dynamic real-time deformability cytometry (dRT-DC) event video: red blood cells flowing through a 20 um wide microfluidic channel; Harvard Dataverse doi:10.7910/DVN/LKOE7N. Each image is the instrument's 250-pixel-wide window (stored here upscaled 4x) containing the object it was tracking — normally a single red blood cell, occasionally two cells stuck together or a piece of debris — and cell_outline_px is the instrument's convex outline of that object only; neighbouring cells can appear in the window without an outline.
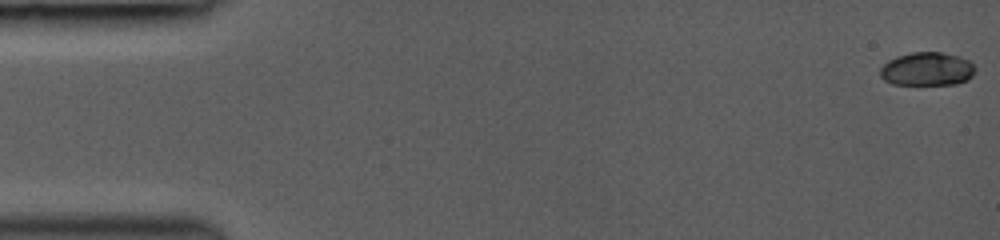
{"species": "common noctule bat (a hibernating species)", "species_latin": "Nyctalus noctula", "temperature_condition": "room temperature", "stored_images_in_passage": 41, "camera_frame_rate_fps": 3000, "um_per_image_px": 0.085, "animal": {"sex": "female", "body_mass_g": 19.0, "forearm_length_mm": 53.3}, "frame": {"image": 1, "passage_image": 1, "time_ms": 0.0, "image_size_px": [1000, 240], "cell_outline_px": [[976, 68], [972, 76], [968, 80], [956, 84], [892, 84], [884, 80], [880, 76], [880, 68], [888, 60], [896, 56], [912, 52], [940, 52], [960, 56], [968, 60]], "centroid_in_image_um": [78.8, 5.86], "position_along_channel_um": 6.2, "area_um2": 18.61}}
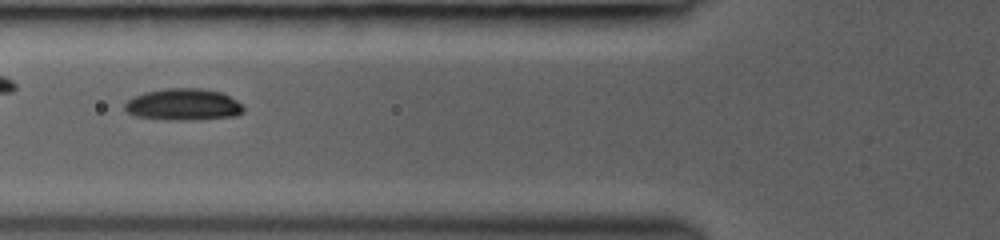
{"frame": {"image": 2, "passage_image": 19, "time_ms": 6.0, "image_size_px": [1000, 240], "cell_outline_px": [[244, 112], [236, 116], [200, 120], [164, 120], [136, 116], [128, 112], [124, 108], [124, 104], [128, 100], [144, 92], [164, 88], [200, 88], [220, 92], [236, 100], [244, 108]], "centroid_in_image_um": [15.59, 8.9], "position_along_channel_um": 110.2, "area_um2": 22.08}}
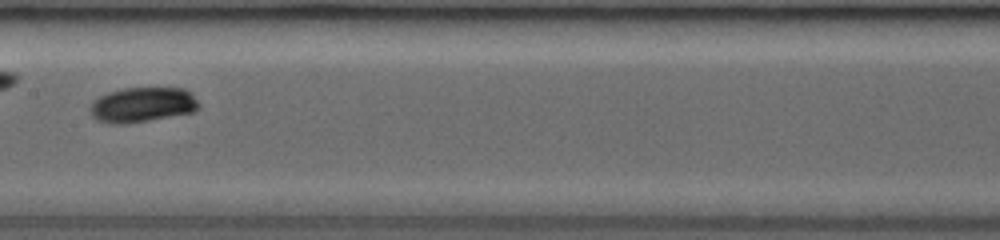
{"frame": {"image": 3, "passage_image": 25, "time_ms": 8.0, "image_size_px": [1000, 240], "cell_outline_px": [[200, 108], [196, 112], [124, 124], [108, 124], [92, 116], [88, 108], [100, 96], [108, 92], [124, 88], [184, 88], [192, 92], [200, 104]], "centroid_in_image_um": [12.16, 8.9], "position_along_channel_um": 195.2, "area_um2": 22.31}, "authors_computed_cell_mechanics": {"area_um2": 20.9236, "velocity_mm_per_s": 4.2673, "shape_relaxation_time_tau1_ms": 1.2603, "shape_relaxation_time_tau2_ms": null, "deformation_change_tau1": 0.0804, "deformation_change_tau2": null}}